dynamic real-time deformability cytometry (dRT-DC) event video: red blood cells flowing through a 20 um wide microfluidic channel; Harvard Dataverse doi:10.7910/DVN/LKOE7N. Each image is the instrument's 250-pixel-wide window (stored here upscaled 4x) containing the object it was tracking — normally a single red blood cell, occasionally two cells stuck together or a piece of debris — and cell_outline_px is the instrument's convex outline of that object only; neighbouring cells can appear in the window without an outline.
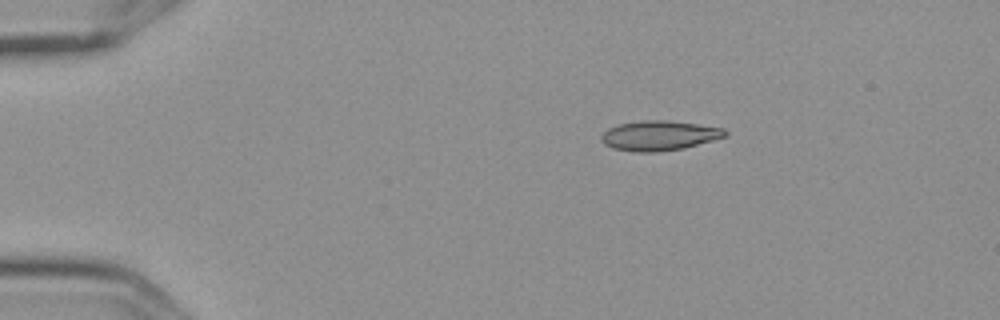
{"species": "Egyptian fruit bat (a non-hibernating species)", "species_latin": "Rousettus aegyptiacus", "temperature_condition": "cold", "stored_images_in_passage": 2, "camera_frame_rate_fps": 3000, "um_per_image_px": 0.085, "frame": {"image": 1, "passage_image": 1, "time_ms": 0.0, "image_size_px": [1000, 320], "cell_outline_px": [[728, 136], [684, 148], [656, 152], [636, 152], [612, 148], [604, 144], [600, 140], [600, 136], [608, 128], [620, 124], [640, 120], [664, 120], [696, 124], [724, 128], [728, 132]], "centroid_in_image_um": [56.02, 11.53], "position_along_channel_um": 29.0, "area_um2": 21.56}}